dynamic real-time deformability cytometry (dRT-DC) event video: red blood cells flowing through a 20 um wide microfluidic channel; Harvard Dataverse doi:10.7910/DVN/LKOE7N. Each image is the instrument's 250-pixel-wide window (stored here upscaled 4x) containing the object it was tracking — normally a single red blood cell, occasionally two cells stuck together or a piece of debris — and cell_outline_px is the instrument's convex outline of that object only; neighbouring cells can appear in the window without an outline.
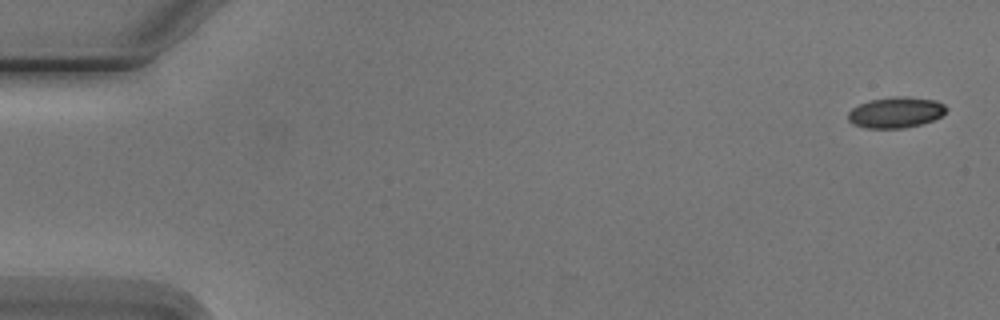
{"species": "Egyptian fruit bat (a non-hibernating species)", "species_latin": "Rousettus aegyptiacus", "temperature_condition": "cold", "stored_images_in_passage": 5, "camera_frame_rate_fps": 3000, "um_per_image_px": 0.085, "animal": {"sex": "male"}, "frame": {"image": 1, "passage_image": 1, "time_ms": 0.0, "image_size_px": [1000, 320], "cell_outline_px": [[948, 108], [940, 116], [932, 120], [920, 124], [904, 128], [868, 128], [852, 124], [848, 120], [848, 112], [852, 108], [860, 104], [872, 100], [892, 96], [908, 96], [936, 100], [944, 104]], "centroid_in_image_um": [76.14, 9.54], "position_along_channel_um": 8.9, "area_um2": 17.63}}